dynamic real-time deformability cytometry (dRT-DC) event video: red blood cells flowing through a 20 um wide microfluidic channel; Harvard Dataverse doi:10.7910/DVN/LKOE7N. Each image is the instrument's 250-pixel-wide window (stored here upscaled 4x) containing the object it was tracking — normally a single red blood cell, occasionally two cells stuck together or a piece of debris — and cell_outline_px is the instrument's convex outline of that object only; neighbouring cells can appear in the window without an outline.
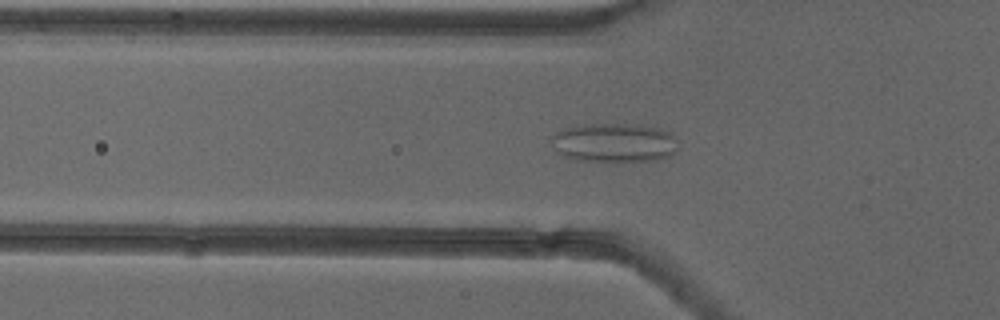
{"species": "common noctule bat (a hibernating species)", "species_latin": "Nyctalus noctula", "temperature_condition": "cold", "stored_images_in_passage": 54, "camera_frame_rate_fps": 3000, "um_per_image_px": 0.085, "animal": {"sex": "female"}, "frame": {"image": 1, "passage_image": 18, "time_ms": 5.667, "image_size_px": [1000, 320], "cell_outline_px": [[676, 152], [672, 156], [656, 160], [616, 164], [576, 160], [556, 152], [552, 136], [560, 128], [584, 124], [640, 124], [660, 128], [668, 132], [672, 136], [676, 148]], "centroid_in_image_um": [52.2, 12.16], "position_along_channel_um": 73.6, "area_um2": 29.71}}
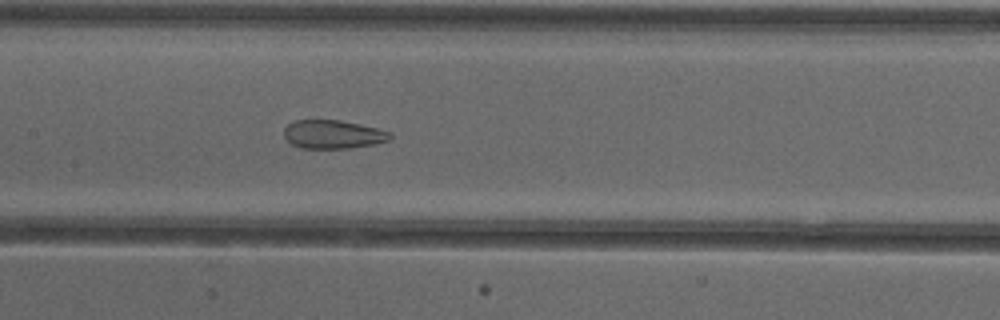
{"frame": {"image": 2, "passage_image": 26, "time_ms": 8.333, "image_size_px": [1000, 320], "cell_outline_px": [[392, 136], [388, 140], [376, 144], [352, 148], [300, 148], [292, 144], [284, 136], [284, 128], [288, 124], [296, 120], [340, 120], [360, 124], [392, 132]], "centroid_in_image_um": [28.32, 11.42], "position_along_channel_um": 179.1, "area_um2": 17.69}}
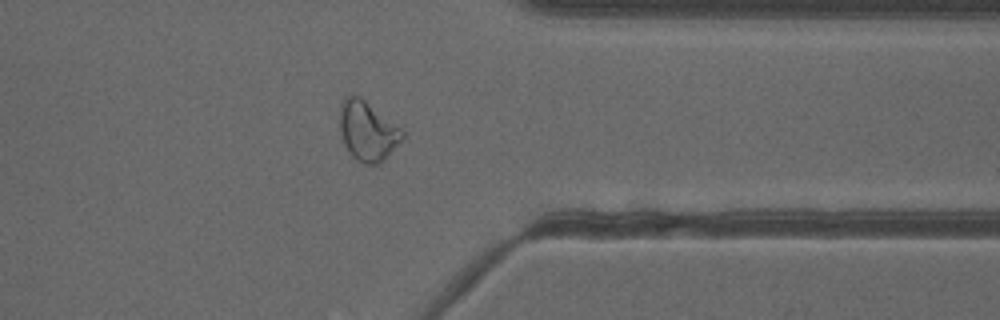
{"frame": {"image": 3, "passage_image": 42, "time_ms": 13.667, "image_size_px": [1000, 320], "cell_outline_px": [[404, 140], [380, 164], [364, 164], [356, 160], [352, 156], [344, 144], [340, 132], [340, 104], [348, 96], [360, 96], [400, 128], [404, 132]], "centroid_in_image_um": [31.25, 11.17], "position_along_channel_um": 380.1, "area_um2": 21.68}}